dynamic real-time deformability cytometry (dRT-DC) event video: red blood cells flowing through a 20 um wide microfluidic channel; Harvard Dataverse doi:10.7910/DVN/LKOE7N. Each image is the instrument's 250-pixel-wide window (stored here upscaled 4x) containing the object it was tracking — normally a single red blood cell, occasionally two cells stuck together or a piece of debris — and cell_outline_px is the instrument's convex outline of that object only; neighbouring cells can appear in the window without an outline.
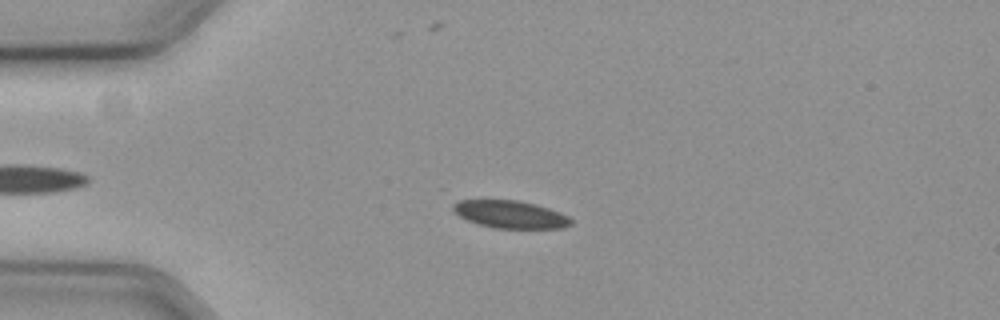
{"species": "common noctule bat (a hibernating species)", "species_latin": "Nyctalus noctula", "temperature_condition": "cold", "stored_images_in_passage": 46, "camera_frame_rate_fps": 3000, "um_per_image_px": 0.085, "animal": {"sex": "female", "body_mass_g": 19.3, "forearm_length_mm": 54.1}, "frame": {"image": 1, "passage_image": 14, "time_ms": 4.333, "image_size_px": [1000, 320], "cell_outline_px": [[572, 224], [564, 228], [492, 228], [476, 224], [460, 216], [452, 208], [452, 204], [460, 200], [520, 200], [536, 204], [560, 212], [568, 216], [572, 220]], "centroid_in_image_um": [43.39, 18.22], "position_along_channel_um": 41.6, "area_um2": 19.02}}
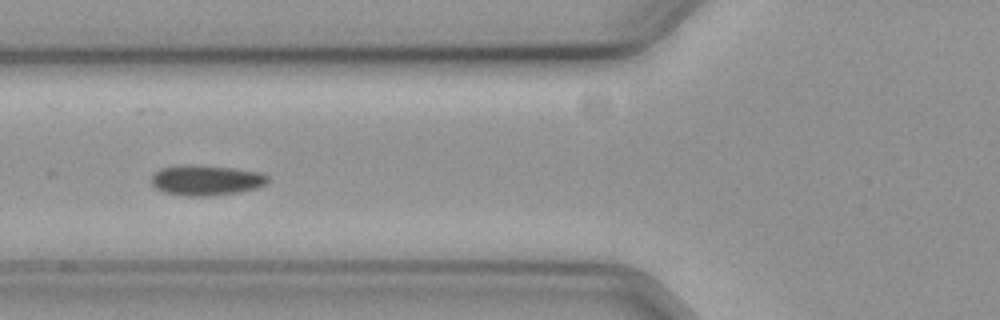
{"frame": {"image": 2, "passage_image": 22, "time_ms": 7.0, "image_size_px": [1000, 320], "cell_outline_px": [[272, 180], [256, 188], [240, 192], [212, 196], [184, 196], [164, 192], [156, 188], [152, 184], [152, 176], [160, 168], [180, 164], [192, 164], [232, 168], [260, 172], [268, 176]], "centroid_in_image_um": [17.53, 15.31], "position_along_channel_um": 108.3, "area_um2": 20.81}}
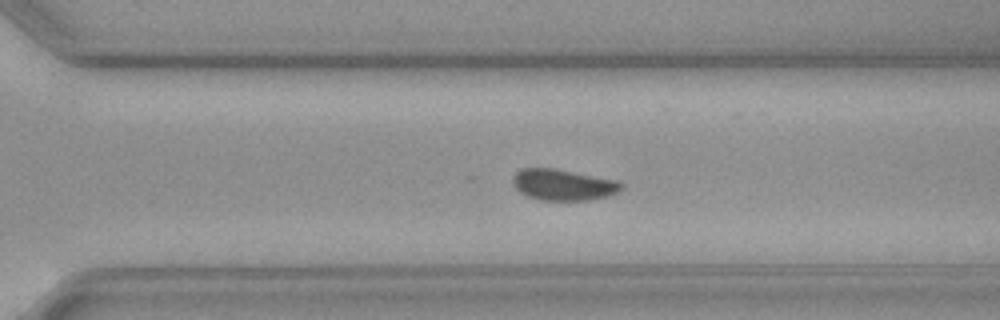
{"frame": {"image": 3, "passage_image": 40, "time_ms": 13.0, "image_size_px": [1000, 320], "cell_outline_px": [[624, 188], [608, 196], [588, 200], [540, 200], [528, 196], [520, 192], [512, 184], [512, 176], [516, 172], [524, 168], [556, 168], [620, 180], [624, 184]], "centroid_in_image_um": [47.9, 15.69], "position_along_channel_um": 322.7, "area_um2": 20.0}}